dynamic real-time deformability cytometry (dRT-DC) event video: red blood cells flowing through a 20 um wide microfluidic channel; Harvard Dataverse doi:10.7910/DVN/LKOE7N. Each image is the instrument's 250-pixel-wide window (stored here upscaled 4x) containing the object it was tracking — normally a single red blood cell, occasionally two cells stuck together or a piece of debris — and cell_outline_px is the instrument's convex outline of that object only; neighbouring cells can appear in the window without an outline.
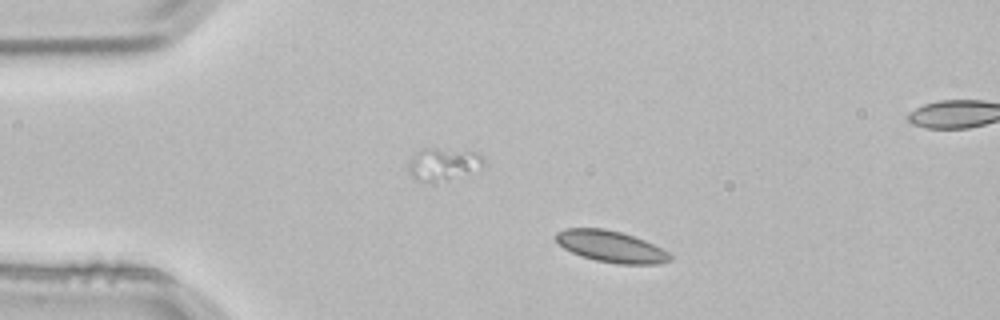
{"species": "common noctule bat (a hibernating species)", "species_latin": "Nyctalus noctula", "temperature_condition": "room temperature", "stored_images_in_passage": 3, "camera_frame_rate_fps": 3000, "um_per_image_px": 0.085, "animal": {"sex": "male", "body_mass_g": 21.5, "forearm_length_mm": 52.0}, "frame": {"image": 1, "passage_image": 1, "time_ms": 0.0, "image_size_px": [1000, 320], "cell_outline_px": [[672, 260], [656, 264], [620, 264], [596, 260], [580, 256], [564, 248], [556, 240], [556, 232], [564, 228], [604, 228], [620, 232], [644, 240], [668, 252], [672, 256]], "centroid_in_image_um": [51.92, 20.95], "position_along_channel_um": 33.1, "area_um2": 20.75}}